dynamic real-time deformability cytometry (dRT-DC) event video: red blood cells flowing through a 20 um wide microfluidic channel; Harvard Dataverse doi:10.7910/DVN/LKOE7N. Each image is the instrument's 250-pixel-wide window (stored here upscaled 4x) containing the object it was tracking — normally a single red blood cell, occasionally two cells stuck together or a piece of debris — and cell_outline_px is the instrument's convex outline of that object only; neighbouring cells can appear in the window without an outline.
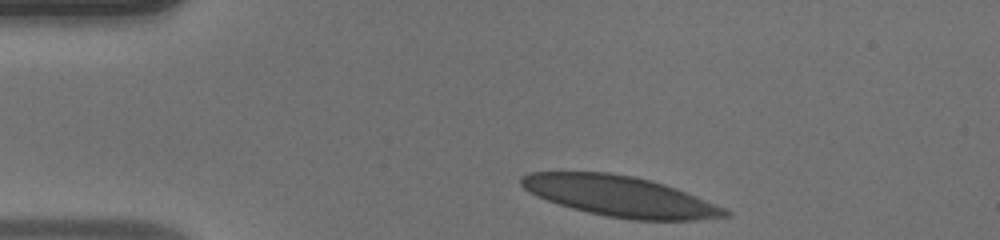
{"species": "human", "species_latin": "Homo sapiens", "temperature_condition": "warm", "stored_images_in_passage": 33, "camera_frame_rate_fps": 3000, "um_per_image_px": 0.085, "donor": {"sex": "male"}, "frame": {"image": 1, "passage_image": 1, "time_ms": 0.0, "image_size_px": [1000, 240], "cell_outline_px": [[732, 216], [696, 220], [632, 220], [608, 216], [588, 212], [572, 208], [536, 196], [524, 188], [520, 184], [520, 176], [528, 172], [608, 172], [632, 176], [664, 184], [676, 188], [696, 196], [724, 208], [732, 212]], "centroid_in_image_um": [52.7, 16.68], "position_along_channel_um": 32.3, "area_um2": 47.86}}
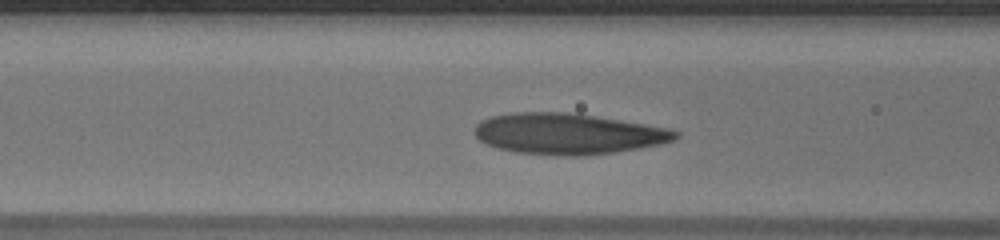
{"frame": {"image": 2, "passage_image": 11, "time_ms": 3.333, "image_size_px": [1000, 240], "cell_outline_px": [[680, 136], [672, 140], [660, 144], [640, 148], [616, 152], [580, 156], [568, 156], [516, 152], [500, 148], [488, 144], [480, 140], [476, 136], [472, 128], [480, 120], [492, 116], [512, 112], [568, 112], [644, 124], [668, 128], [680, 132]], "centroid_in_image_um": [48.26, 11.37], "position_along_channel_um": 118.3, "area_um2": 47.74}}
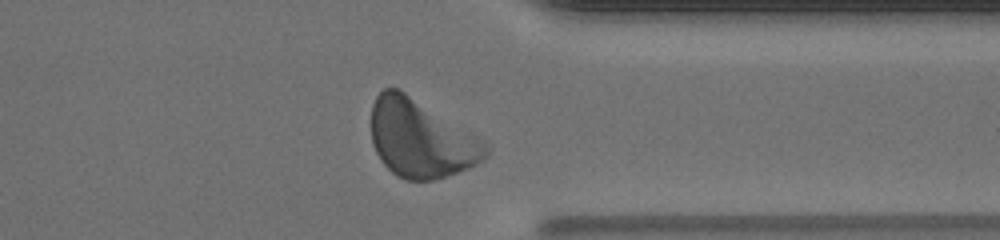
{"frame": {"image": 3, "passage_image": 30, "time_ms": 9.667, "image_size_px": [1000, 240], "cell_outline_px": [[488, 156], [484, 160], [468, 168], [432, 180], [404, 180], [392, 172], [380, 160], [376, 152], [372, 140], [372, 104], [376, 96], [384, 88], [400, 88], [484, 144], [488, 148]], "centroid_in_image_um": [35.69, 11.8], "position_along_channel_um": 375.7, "area_um2": 50.58}, "authors_computed_cell_mechanics": {"area_um2": 48.263, "velocity_mm_per_s": 4.1242, "shape_relaxation_time_tau1_ms": 2.4654, "shape_relaxation_time_tau2_ms": 1.3668, "deformation_change_tau1": 0.1323, "deformation_change_tau2": 0.0884}}